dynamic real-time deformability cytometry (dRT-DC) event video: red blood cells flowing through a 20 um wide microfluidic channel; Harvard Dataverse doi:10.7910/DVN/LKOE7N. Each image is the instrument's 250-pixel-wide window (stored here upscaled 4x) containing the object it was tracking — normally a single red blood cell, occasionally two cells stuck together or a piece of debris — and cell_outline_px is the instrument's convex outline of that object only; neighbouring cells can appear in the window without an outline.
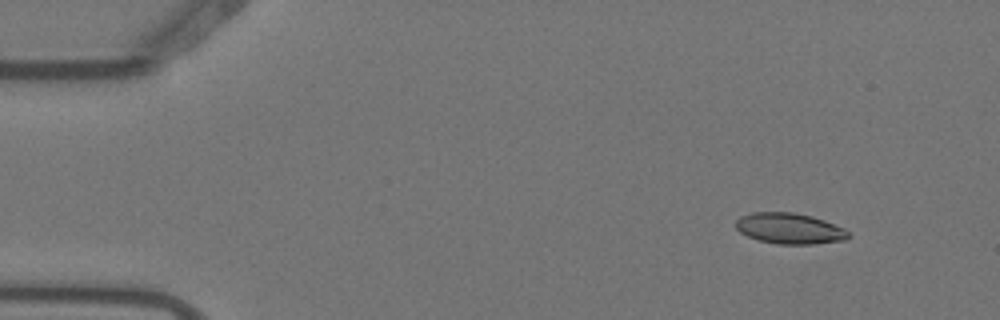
{"species": "Egyptian fruit bat (a non-hibernating species)", "species_latin": "Rousettus aegyptiacus", "temperature_condition": "warm", "stored_images_in_passage": 5, "camera_frame_rate_fps": 3000, "um_per_image_px": 0.085, "animal": {"sex": "female"}, "frame": {"image": 1, "passage_image": 2, "time_ms": 0.333, "image_size_px": [1000, 320], "cell_outline_px": [[852, 236], [848, 240], [812, 244], [776, 244], [756, 240], [740, 232], [736, 228], [736, 220], [740, 216], [752, 212], [792, 212], [812, 216], [824, 220], [844, 228]], "centroid_in_image_um": [67.13, 19.43], "position_along_channel_um": 17.9, "area_um2": 20.46}}
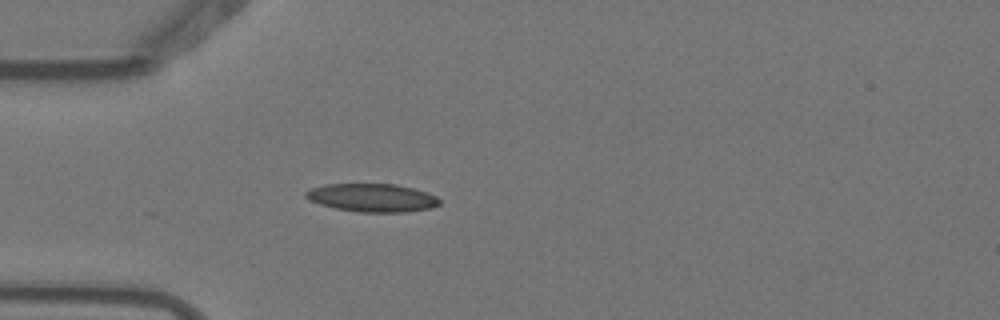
{"frame": {"image": 2, "passage_image": 5, "time_ms": 1.333, "image_size_px": [1000, 320], "cell_outline_px": [[440, 204], [432, 208], [404, 212], [360, 212], [336, 208], [320, 204], [308, 200], [304, 196], [304, 192], [312, 188], [324, 184], [396, 184], [412, 188], [436, 196], [440, 200]], "centroid_in_image_um": [31.61, 16.81], "position_along_channel_um": 53.4, "area_um2": 21.91}}